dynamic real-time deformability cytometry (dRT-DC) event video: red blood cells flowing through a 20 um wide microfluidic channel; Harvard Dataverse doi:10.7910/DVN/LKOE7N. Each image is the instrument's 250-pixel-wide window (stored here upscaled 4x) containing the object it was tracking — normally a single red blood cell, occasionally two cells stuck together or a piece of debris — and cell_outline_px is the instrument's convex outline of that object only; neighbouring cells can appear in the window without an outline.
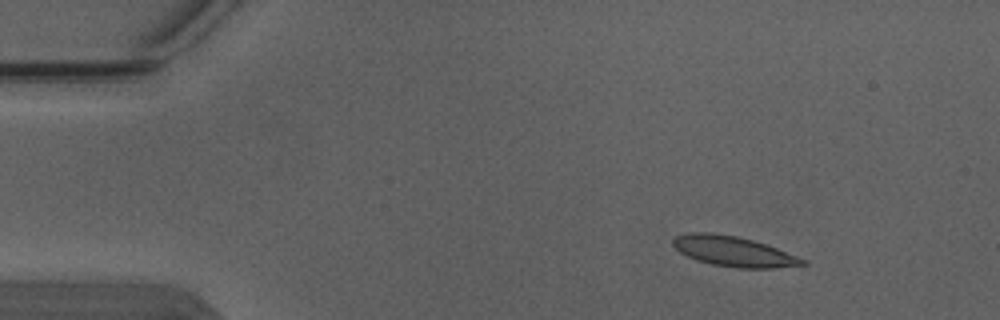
{"species": "Egyptian fruit bat (a non-hibernating species)", "species_latin": "Rousettus aegyptiacus", "temperature_condition": "warm", "stored_images_in_passage": 4, "camera_frame_rate_fps": 3000, "um_per_image_px": 0.085, "animal": {"sex": "male"}, "frame": {"image": 1, "passage_image": 2, "time_ms": 0.333, "image_size_px": [1000, 320], "cell_outline_px": [[808, 264], [772, 268], [740, 268], [712, 264], [696, 260], [680, 252], [672, 244], [672, 240], [676, 236], [692, 232], [712, 232], [736, 236], [752, 240], [776, 248], [808, 260]], "centroid_in_image_um": [62.35, 21.36], "position_along_channel_um": 22.7, "area_um2": 22.6}}